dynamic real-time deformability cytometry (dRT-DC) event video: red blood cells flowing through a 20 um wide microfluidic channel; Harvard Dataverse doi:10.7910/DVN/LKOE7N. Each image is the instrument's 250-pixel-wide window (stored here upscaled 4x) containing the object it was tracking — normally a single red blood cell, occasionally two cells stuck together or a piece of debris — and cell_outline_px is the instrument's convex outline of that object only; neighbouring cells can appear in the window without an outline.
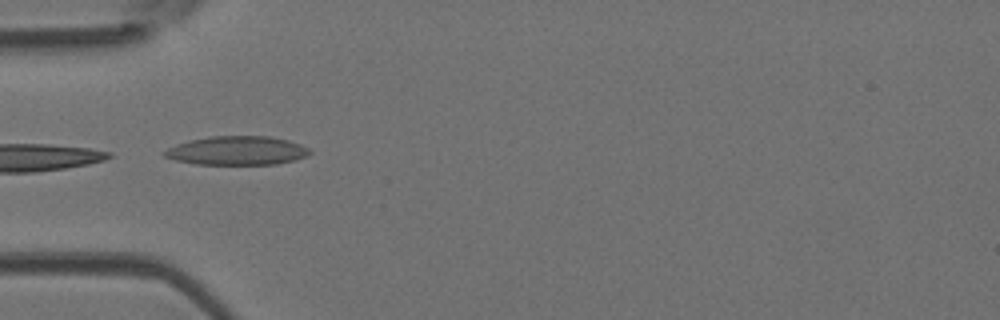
{"species": "Egyptian fruit bat (a non-hibernating species)", "species_latin": "Rousettus aegyptiacus", "temperature_condition": "room temperature", "stored_images_in_passage": 5, "camera_frame_rate_fps": 3000, "um_per_image_px": 0.085, "animal": {"sex": "female"}, "frame": {"image": 1, "passage_image": 1, "time_ms": 0.0, "image_size_px": [1000, 320], "cell_outline_px": [[312, 152], [296, 160], [276, 164], [196, 164], [176, 160], [164, 156], [160, 152], [176, 144], [188, 140], [208, 136], [268, 136], [288, 140], [300, 144], [308, 148]], "centroid_in_image_um": [20.11, 12.79], "position_along_channel_um": 64.9, "area_um2": 24.45}}